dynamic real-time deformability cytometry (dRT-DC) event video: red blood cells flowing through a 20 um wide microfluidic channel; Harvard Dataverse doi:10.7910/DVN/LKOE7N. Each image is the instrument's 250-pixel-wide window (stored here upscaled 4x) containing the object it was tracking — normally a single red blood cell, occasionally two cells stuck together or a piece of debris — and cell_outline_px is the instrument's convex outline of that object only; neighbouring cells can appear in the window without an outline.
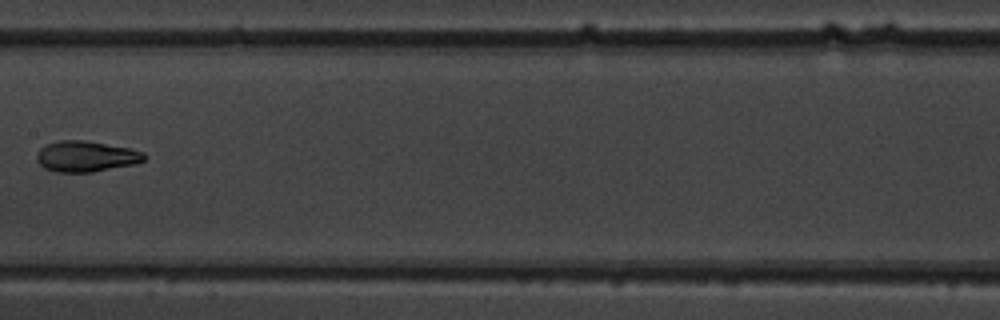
{"species": "common noctule bat (a hibernating species)", "species_latin": "Nyctalus noctula", "temperature_condition": "warm", "stored_images_in_passage": 10, "camera_frame_rate_fps": 3000, "um_per_image_px": 0.085, "animal": {"sex": "male", "body_mass_g": 19.5, "forearm_length_mm": 54.6}, "frame": {"image": 1, "passage_image": 9, "time_ms": 9.333, "image_size_px": [1000, 320], "cell_outline_px": [[148, 156], [144, 160], [132, 164], [92, 172], [56, 172], [44, 168], [36, 160], [36, 156], [40, 148], [48, 144], [60, 140], [84, 140], [128, 148], [144, 152]], "centroid_in_image_um": [7.29, 13.29], "position_along_channel_um": 200.1, "area_um2": 19.13}}
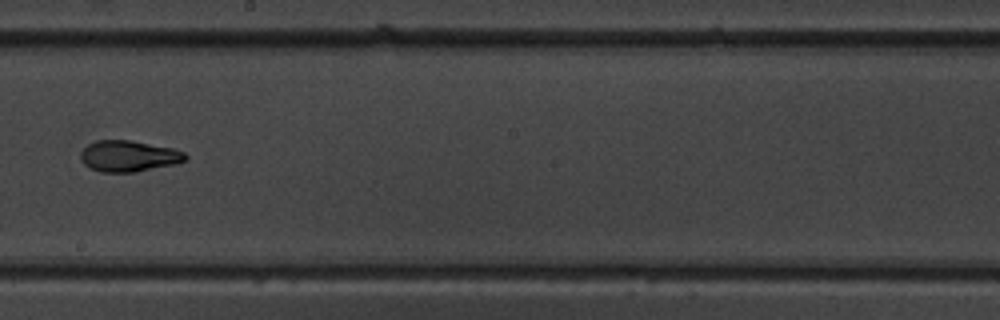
{"frame": {"image": 2, "passage_image": 10, "time_ms": 10.333, "image_size_px": [1000, 320], "cell_outline_px": [[188, 160], [176, 164], [136, 172], [100, 172], [88, 168], [80, 160], [80, 152], [88, 144], [96, 140], [132, 140], [172, 148], [184, 152], [188, 156]], "centroid_in_image_um": [10.93, 13.27], "position_along_channel_um": 237.3, "area_um2": 19.31}}